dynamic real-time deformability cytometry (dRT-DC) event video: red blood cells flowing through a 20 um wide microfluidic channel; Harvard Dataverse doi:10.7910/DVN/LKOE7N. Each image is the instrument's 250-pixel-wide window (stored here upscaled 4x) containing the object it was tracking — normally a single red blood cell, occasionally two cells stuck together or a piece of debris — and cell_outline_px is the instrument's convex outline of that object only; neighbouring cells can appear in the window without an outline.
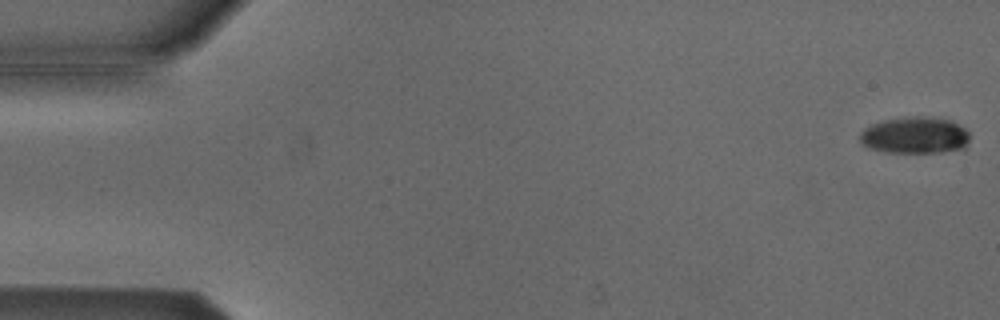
{"species": "Egyptian fruit bat (a non-hibernating species)", "species_latin": "Rousettus aegyptiacus", "temperature_condition": "cold", "stored_images_in_passage": 13, "camera_frame_rate_fps": 3000, "um_per_image_px": 0.085, "animal": {"sex": "male"}, "frame": {"image": 1, "passage_image": 1, "time_ms": 0.0, "image_size_px": [1000, 320], "cell_outline_px": [[968, 140], [964, 148], [940, 152], [884, 152], [868, 148], [860, 140], [860, 132], [864, 128], [872, 124], [888, 120], [916, 116], [948, 120], [964, 128], [968, 132]], "centroid_in_image_um": [77.74, 11.52], "position_along_channel_um": 7.3, "area_um2": 22.95}}